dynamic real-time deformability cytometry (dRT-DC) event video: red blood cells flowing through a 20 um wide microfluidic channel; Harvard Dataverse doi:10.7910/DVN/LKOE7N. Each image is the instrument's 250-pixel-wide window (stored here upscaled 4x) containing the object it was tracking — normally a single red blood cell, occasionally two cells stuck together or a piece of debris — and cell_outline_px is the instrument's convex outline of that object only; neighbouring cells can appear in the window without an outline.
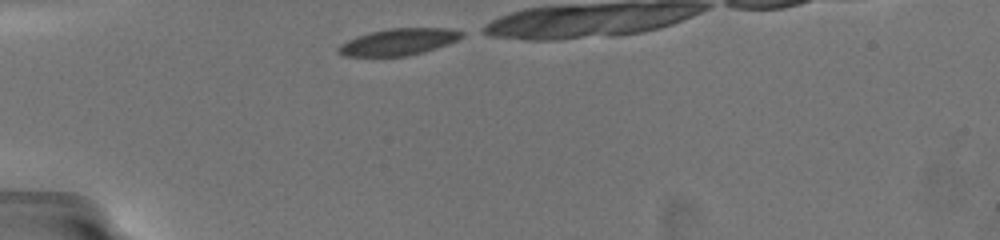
{"species": "common noctule bat (a hibernating species)", "species_latin": "Nyctalus noctula", "temperature_condition": "warm", "stored_images_in_passage": 11, "camera_frame_rate_fps": 3000, "um_per_image_px": 0.085, "animal": {"sex": "female", "body_mass_g": 19.5, "forearm_length_mm": 54.1}, "frame": {"image": 1, "passage_image": 1, "time_ms": 0.0, "image_size_px": [1000, 240], "cell_outline_px": [[464, 36], [448, 44], [424, 52], [408, 56], [344, 56], [336, 52], [336, 48], [340, 44], [356, 36], [388, 28], [448, 28], [464, 32]], "centroid_in_image_um": [33.86, 3.56], "position_along_channel_um": 51.1, "area_um2": 19.25}}